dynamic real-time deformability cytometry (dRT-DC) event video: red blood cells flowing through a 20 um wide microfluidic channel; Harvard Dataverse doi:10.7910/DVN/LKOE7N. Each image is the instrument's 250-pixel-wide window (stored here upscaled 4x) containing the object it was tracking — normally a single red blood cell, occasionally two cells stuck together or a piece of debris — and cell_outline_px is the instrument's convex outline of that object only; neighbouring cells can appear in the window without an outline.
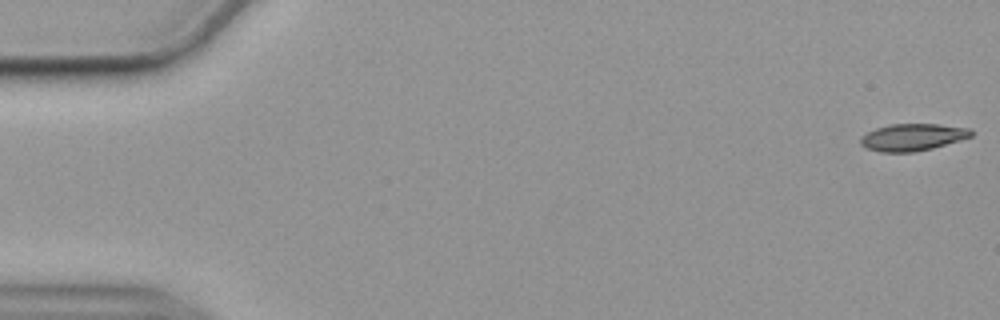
{"species": "common noctule bat (a hibernating species)", "species_latin": "Nyctalus noctula", "temperature_condition": "cold", "stored_images_in_passage": 56, "camera_frame_rate_fps": 3000, "um_per_image_px": 0.085, "animal": {"sex": "female", "body_mass_g": 19.9}, "frame": {"image": 1, "passage_image": 1, "time_ms": 0.0, "image_size_px": [1000, 320], "cell_outline_px": [[972, 136], [960, 140], [932, 148], [912, 152], [880, 152], [868, 148], [860, 144], [860, 136], [876, 128], [892, 124], [936, 124], [968, 128], [972, 132]], "centroid_in_image_um": [77.54, 11.66], "position_along_channel_um": 7.5, "area_um2": 17.22}}
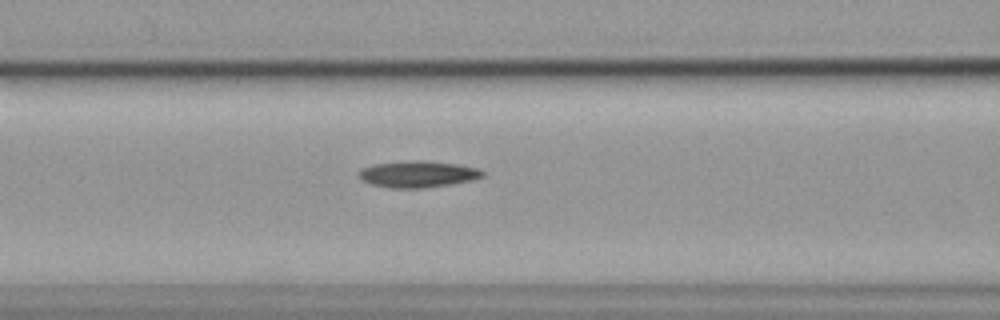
{"frame": {"image": 2, "passage_image": 23, "time_ms": 7.333, "image_size_px": [1000, 320], "cell_outline_px": [[484, 176], [472, 180], [452, 184], [424, 188], [388, 188], [372, 184], [360, 180], [356, 172], [360, 168], [376, 164], [412, 160], [420, 160], [456, 164], [476, 168], [484, 172]], "centroid_in_image_um": [35.46, 14.81], "position_along_channel_um": 131.1, "area_um2": 19.19}}
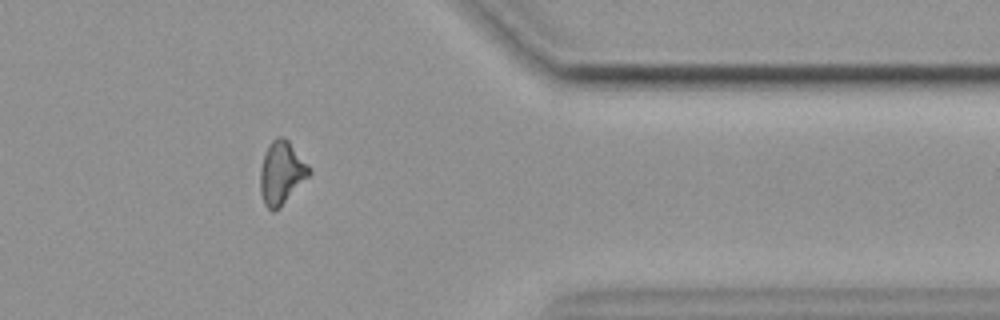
{"frame": {"image": 3, "passage_image": 46, "time_ms": 15.0, "image_size_px": [1000, 320], "cell_outline_px": [[312, 172], [272, 212], [264, 204], [260, 192], [260, 168], [268, 144], [276, 136], [280, 136], [288, 140], [312, 168]], "centroid_in_image_um": [23.91, 14.62], "position_along_channel_um": 387.5, "area_um2": 17.51}, "authors_computed_cell_mechanics": {"area_um2": 17.7157, "velocity_mm_per_s": 3.5608, "shape_relaxation_time_tau1_ms": null, "shape_relaxation_time_tau2_ms": 7.6115, "deformation_change_tau1": null, "deformation_change_tau2": 0.1723}}